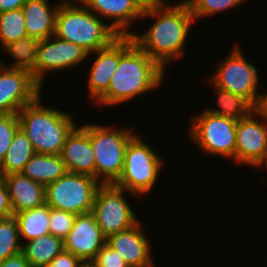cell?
I'll use <instances>...</instances> for the list:
<instances>
[{"label":"cell","instance_id":"1","mask_svg":"<svg viewBox=\"0 0 267 267\" xmlns=\"http://www.w3.org/2000/svg\"><path fill=\"white\" fill-rule=\"evenodd\" d=\"M152 18L144 34L134 32V42L164 70L167 65L184 56V46L191 26L195 23L188 4L181 0L175 5L162 0L144 9L142 19Z\"/></svg>","mask_w":267,"mask_h":267},{"label":"cell","instance_id":"2","mask_svg":"<svg viewBox=\"0 0 267 267\" xmlns=\"http://www.w3.org/2000/svg\"><path fill=\"white\" fill-rule=\"evenodd\" d=\"M165 70L130 36H119V63L108 90L95 102L112 107L146 95L163 85ZM99 103V104H98Z\"/></svg>","mask_w":267,"mask_h":267},{"label":"cell","instance_id":"3","mask_svg":"<svg viewBox=\"0 0 267 267\" xmlns=\"http://www.w3.org/2000/svg\"><path fill=\"white\" fill-rule=\"evenodd\" d=\"M41 97L42 94L20 109L19 126L37 154L60 155L77 123L65 110L42 105Z\"/></svg>","mask_w":267,"mask_h":267},{"label":"cell","instance_id":"4","mask_svg":"<svg viewBox=\"0 0 267 267\" xmlns=\"http://www.w3.org/2000/svg\"><path fill=\"white\" fill-rule=\"evenodd\" d=\"M55 36L79 45L89 54L119 37L112 27L80 0H64L56 14Z\"/></svg>","mask_w":267,"mask_h":267},{"label":"cell","instance_id":"5","mask_svg":"<svg viewBox=\"0 0 267 267\" xmlns=\"http://www.w3.org/2000/svg\"><path fill=\"white\" fill-rule=\"evenodd\" d=\"M88 131L95 156V178L101 184H115L121 176L125 150L136 135L132 129L100 124H82Z\"/></svg>","mask_w":267,"mask_h":267},{"label":"cell","instance_id":"6","mask_svg":"<svg viewBox=\"0 0 267 267\" xmlns=\"http://www.w3.org/2000/svg\"><path fill=\"white\" fill-rule=\"evenodd\" d=\"M136 134L125 150L121 176L116 186L138 196L149 194L164 166L163 158Z\"/></svg>","mask_w":267,"mask_h":267},{"label":"cell","instance_id":"7","mask_svg":"<svg viewBox=\"0 0 267 267\" xmlns=\"http://www.w3.org/2000/svg\"><path fill=\"white\" fill-rule=\"evenodd\" d=\"M188 135L201 152L235 162L237 121L202 110L191 116Z\"/></svg>","mask_w":267,"mask_h":267},{"label":"cell","instance_id":"8","mask_svg":"<svg viewBox=\"0 0 267 267\" xmlns=\"http://www.w3.org/2000/svg\"><path fill=\"white\" fill-rule=\"evenodd\" d=\"M100 185L93 176L67 171L46 186V204L75 215L90 213Z\"/></svg>","mask_w":267,"mask_h":267},{"label":"cell","instance_id":"9","mask_svg":"<svg viewBox=\"0 0 267 267\" xmlns=\"http://www.w3.org/2000/svg\"><path fill=\"white\" fill-rule=\"evenodd\" d=\"M240 48L239 45H235L225 60L219 62L216 71L207 82L244 97L256 108L261 97V93L257 91L258 70L245 59Z\"/></svg>","mask_w":267,"mask_h":267},{"label":"cell","instance_id":"10","mask_svg":"<svg viewBox=\"0 0 267 267\" xmlns=\"http://www.w3.org/2000/svg\"><path fill=\"white\" fill-rule=\"evenodd\" d=\"M127 193L131 197H138L115 184H101L97 189L91 213L106 238L139 221L138 215L127 201Z\"/></svg>","mask_w":267,"mask_h":267},{"label":"cell","instance_id":"11","mask_svg":"<svg viewBox=\"0 0 267 267\" xmlns=\"http://www.w3.org/2000/svg\"><path fill=\"white\" fill-rule=\"evenodd\" d=\"M89 53L79 45L63 40L53 35L40 40L37 52V61L32 76L43 88L45 75L48 72H59L74 66L81 65L87 60Z\"/></svg>","mask_w":267,"mask_h":267},{"label":"cell","instance_id":"12","mask_svg":"<svg viewBox=\"0 0 267 267\" xmlns=\"http://www.w3.org/2000/svg\"><path fill=\"white\" fill-rule=\"evenodd\" d=\"M266 162L267 123L254 109L248 116L237 121L235 163L258 169Z\"/></svg>","mask_w":267,"mask_h":267},{"label":"cell","instance_id":"13","mask_svg":"<svg viewBox=\"0 0 267 267\" xmlns=\"http://www.w3.org/2000/svg\"><path fill=\"white\" fill-rule=\"evenodd\" d=\"M42 89L31 72L0 65V115L18 114L42 94Z\"/></svg>","mask_w":267,"mask_h":267},{"label":"cell","instance_id":"14","mask_svg":"<svg viewBox=\"0 0 267 267\" xmlns=\"http://www.w3.org/2000/svg\"><path fill=\"white\" fill-rule=\"evenodd\" d=\"M64 250L77 256L81 261L94 260L105 245L106 237L90 213L76 215L72 229L63 240Z\"/></svg>","mask_w":267,"mask_h":267},{"label":"cell","instance_id":"15","mask_svg":"<svg viewBox=\"0 0 267 267\" xmlns=\"http://www.w3.org/2000/svg\"><path fill=\"white\" fill-rule=\"evenodd\" d=\"M91 12L109 25L119 36H130L132 24L142 19L144 8L136 0H80ZM108 21V22H107Z\"/></svg>","mask_w":267,"mask_h":267},{"label":"cell","instance_id":"16","mask_svg":"<svg viewBox=\"0 0 267 267\" xmlns=\"http://www.w3.org/2000/svg\"><path fill=\"white\" fill-rule=\"evenodd\" d=\"M140 220L132 227L112 234L106 243L115 249L130 267H155L152 249Z\"/></svg>","mask_w":267,"mask_h":267},{"label":"cell","instance_id":"17","mask_svg":"<svg viewBox=\"0 0 267 267\" xmlns=\"http://www.w3.org/2000/svg\"><path fill=\"white\" fill-rule=\"evenodd\" d=\"M67 171L95 177V156L88 131L76 126L68 135L60 154Z\"/></svg>","mask_w":267,"mask_h":267},{"label":"cell","instance_id":"18","mask_svg":"<svg viewBox=\"0 0 267 267\" xmlns=\"http://www.w3.org/2000/svg\"><path fill=\"white\" fill-rule=\"evenodd\" d=\"M88 78V95L93 102H96L109 87L110 80L115 73L119 63V37L109 46L97 50L88 55L95 56Z\"/></svg>","mask_w":267,"mask_h":267},{"label":"cell","instance_id":"19","mask_svg":"<svg viewBox=\"0 0 267 267\" xmlns=\"http://www.w3.org/2000/svg\"><path fill=\"white\" fill-rule=\"evenodd\" d=\"M2 177L8 189L13 216L46 204V186L22 173H12Z\"/></svg>","mask_w":267,"mask_h":267},{"label":"cell","instance_id":"20","mask_svg":"<svg viewBox=\"0 0 267 267\" xmlns=\"http://www.w3.org/2000/svg\"><path fill=\"white\" fill-rule=\"evenodd\" d=\"M63 1L50 5L48 0H27L22 6L27 36L43 40L55 35L56 14Z\"/></svg>","mask_w":267,"mask_h":267},{"label":"cell","instance_id":"21","mask_svg":"<svg viewBox=\"0 0 267 267\" xmlns=\"http://www.w3.org/2000/svg\"><path fill=\"white\" fill-rule=\"evenodd\" d=\"M67 172L65 162L60 155L35 153L21 172L33 181L47 186Z\"/></svg>","mask_w":267,"mask_h":267},{"label":"cell","instance_id":"22","mask_svg":"<svg viewBox=\"0 0 267 267\" xmlns=\"http://www.w3.org/2000/svg\"><path fill=\"white\" fill-rule=\"evenodd\" d=\"M63 250V240L47 234L23 243L21 252L31 267H47Z\"/></svg>","mask_w":267,"mask_h":267},{"label":"cell","instance_id":"23","mask_svg":"<svg viewBox=\"0 0 267 267\" xmlns=\"http://www.w3.org/2000/svg\"><path fill=\"white\" fill-rule=\"evenodd\" d=\"M14 217L18 223L19 236L22 244L40 236L50 234V207L47 204L19 212Z\"/></svg>","mask_w":267,"mask_h":267},{"label":"cell","instance_id":"24","mask_svg":"<svg viewBox=\"0 0 267 267\" xmlns=\"http://www.w3.org/2000/svg\"><path fill=\"white\" fill-rule=\"evenodd\" d=\"M35 153L32 143L23 130L19 128L15 132L12 143L0 163V176L21 173Z\"/></svg>","mask_w":267,"mask_h":267},{"label":"cell","instance_id":"25","mask_svg":"<svg viewBox=\"0 0 267 267\" xmlns=\"http://www.w3.org/2000/svg\"><path fill=\"white\" fill-rule=\"evenodd\" d=\"M39 42L40 40L37 38L26 36L6 44L2 50L13 59V62L10 65H5L0 59V65L32 72L37 61Z\"/></svg>","mask_w":267,"mask_h":267},{"label":"cell","instance_id":"26","mask_svg":"<svg viewBox=\"0 0 267 267\" xmlns=\"http://www.w3.org/2000/svg\"><path fill=\"white\" fill-rule=\"evenodd\" d=\"M211 86V88L215 90L218 98L217 102L221 109L217 108L216 110L207 107V109L204 108L205 111L238 121L241 118L248 116L255 109V107L244 97L228 90L218 88L213 84Z\"/></svg>","mask_w":267,"mask_h":267},{"label":"cell","instance_id":"27","mask_svg":"<svg viewBox=\"0 0 267 267\" xmlns=\"http://www.w3.org/2000/svg\"><path fill=\"white\" fill-rule=\"evenodd\" d=\"M25 19L22 8L0 13V44H6L26 37Z\"/></svg>","mask_w":267,"mask_h":267},{"label":"cell","instance_id":"28","mask_svg":"<svg viewBox=\"0 0 267 267\" xmlns=\"http://www.w3.org/2000/svg\"><path fill=\"white\" fill-rule=\"evenodd\" d=\"M22 251L17 220L14 216L0 222V262Z\"/></svg>","mask_w":267,"mask_h":267},{"label":"cell","instance_id":"29","mask_svg":"<svg viewBox=\"0 0 267 267\" xmlns=\"http://www.w3.org/2000/svg\"><path fill=\"white\" fill-rule=\"evenodd\" d=\"M196 19H202V17L212 16L233 7L239 6L248 0H184Z\"/></svg>","mask_w":267,"mask_h":267},{"label":"cell","instance_id":"30","mask_svg":"<svg viewBox=\"0 0 267 267\" xmlns=\"http://www.w3.org/2000/svg\"><path fill=\"white\" fill-rule=\"evenodd\" d=\"M76 215L50 207L49 230L50 234L64 240L72 229Z\"/></svg>","mask_w":267,"mask_h":267},{"label":"cell","instance_id":"31","mask_svg":"<svg viewBox=\"0 0 267 267\" xmlns=\"http://www.w3.org/2000/svg\"><path fill=\"white\" fill-rule=\"evenodd\" d=\"M19 128L18 114L0 115V163L12 143L15 132Z\"/></svg>","mask_w":267,"mask_h":267},{"label":"cell","instance_id":"32","mask_svg":"<svg viewBox=\"0 0 267 267\" xmlns=\"http://www.w3.org/2000/svg\"><path fill=\"white\" fill-rule=\"evenodd\" d=\"M93 261L99 267H130L123 257L107 243L98 251Z\"/></svg>","mask_w":267,"mask_h":267},{"label":"cell","instance_id":"33","mask_svg":"<svg viewBox=\"0 0 267 267\" xmlns=\"http://www.w3.org/2000/svg\"><path fill=\"white\" fill-rule=\"evenodd\" d=\"M81 260L72 253L63 250L52 259L47 267H79Z\"/></svg>","mask_w":267,"mask_h":267},{"label":"cell","instance_id":"34","mask_svg":"<svg viewBox=\"0 0 267 267\" xmlns=\"http://www.w3.org/2000/svg\"><path fill=\"white\" fill-rule=\"evenodd\" d=\"M0 215L3 218L13 216L8 189L2 176H0Z\"/></svg>","mask_w":267,"mask_h":267},{"label":"cell","instance_id":"35","mask_svg":"<svg viewBox=\"0 0 267 267\" xmlns=\"http://www.w3.org/2000/svg\"><path fill=\"white\" fill-rule=\"evenodd\" d=\"M0 267H31L22 252L10 256L0 262Z\"/></svg>","mask_w":267,"mask_h":267},{"label":"cell","instance_id":"36","mask_svg":"<svg viewBox=\"0 0 267 267\" xmlns=\"http://www.w3.org/2000/svg\"><path fill=\"white\" fill-rule=\"evenodd\" d=\"M27 0H0V13L22 8Z\"/></svg>","mask_w":267,"mask_h":267},{"label":"cell","instance_id":"37","mask_svg":"<svg viewBox=\"0 0 267 267\" xmlns=\"http://www.w3.org/2000/svg\"><path fill=\"white\" fill-rule=\"evenodd\" d=\"M264 118L265 122L267 123V93H262L259 103L255 108Z\"/></svg>","mask_w":267,"mask_h":267},{"label":"cell","instance_id":"38","mask_svg":"<svg viewBox=\"0 0 267 267\" xmlns=\"http://www.w3.org/2000/svg\"><path fill=\"white\" fill-rule=\"evenodd\" d=\"M144 9L159 4L162 0H136Z\"/></svg>","mask_w":267,"mask_h":267},{"label":"cell","instance_id":"39","mask_svg":"<svg viewBox=\"0 0 267 267\" xmlns=\"http://www.w3.org/2000/svg\"><path fill=\"white\" fill-rule=\"evenodd\" d=\"M79 267H99L93 260L81 261Z\"/></svg>","mask_w":267,"mask_h":267},{"label":"cell","instance_id":"40","mask_svg":"<svg viewBox=\"0 0 267 267\" xmlns=\"http://www.w3.org/2000/svg\"><path fill=\"white\" fill-rule=\"evenodd\" d=\"M262 167L267 169V162Z\"/></svg>","mask_w":267,"mask_h":267}]
</instances>
